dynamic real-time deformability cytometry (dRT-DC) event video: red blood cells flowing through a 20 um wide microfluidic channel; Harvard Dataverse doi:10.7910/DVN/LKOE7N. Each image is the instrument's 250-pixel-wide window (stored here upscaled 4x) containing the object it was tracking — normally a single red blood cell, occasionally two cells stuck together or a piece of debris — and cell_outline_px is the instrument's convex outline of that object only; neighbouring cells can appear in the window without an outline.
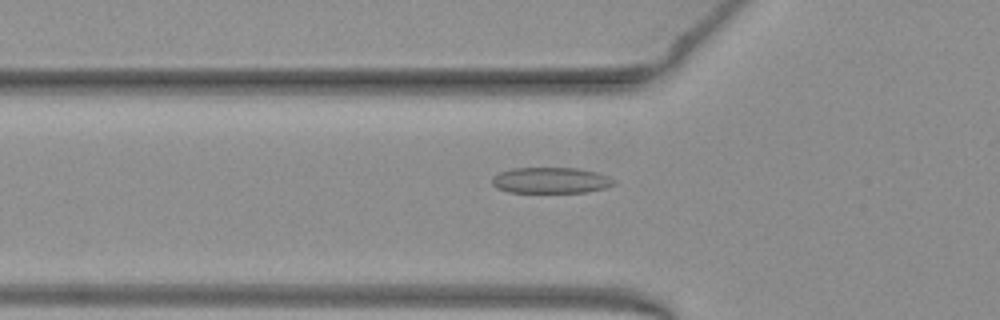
{"species": "common noctule bat (a hibernating species)", "species_latin": "Nyctalus noctula", "temperature_condition": "warm", "stored_images_in_passage": 34, "camera_frame_rate_fps": 3000, "um_per_image_px": 0.085, "animal": {"sex": "female", "body_mass_g": 19.3, "forearm_length_mm": 54.1}, "frame": {"image": 1, "passage_image": 3, "time_ms": 0.667, "image_size_px": [1000, 320], "cell_outline_px": [[616, 184], [608, 188], [584, 192], [508, 192], [496, 188], [492, 184], [492, 176], [500, 172], [512, 168], [580, 168], [600, 172], [612, 176], [616, 180]], "centroid_in_image_um": [46.89, 15.32], "position_along_channel_um": 78.9, "area_um2": 18.84}}
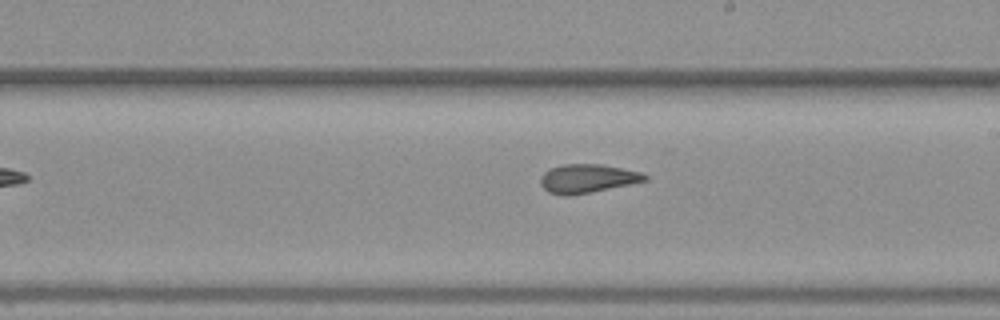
{"frame": {"image": 2, "passage_image": 15, "time_ms": 4.667, "image_size_px": [1000, 320], "cell_outline_px": [[648, 180], [568, 196], [564, 196], [548, 192], [540, 184], [540, 176], [548, 168], [564, 164], [604, 164], [640, 172], [648, 176]], "centroid_in_image_um": [49.88, 15.16], "position_along_channel_um": 239.1, "area_um2": 17.34}}
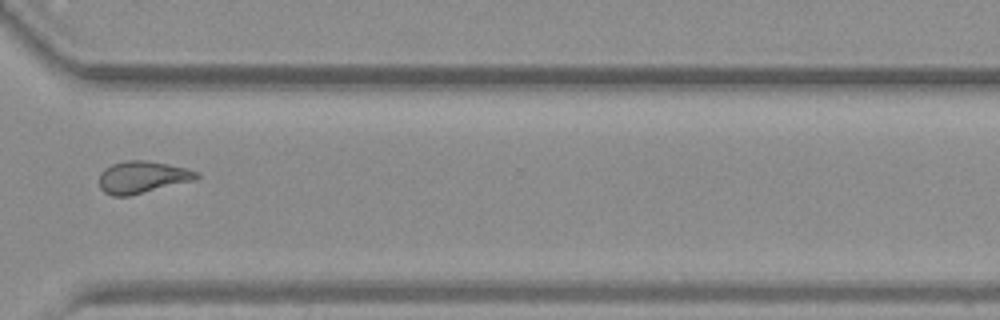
{"frame": {"image": 3, "passage_image": 24, "time_ms": 7.667, "image_size_px": [1000, 320], "cell_outline_px": [[200, 176], [196, 180], [128, 196], [112, 196], [104, 192], [100, 188], [100, 172], [104, 168], [112, 164], [124, 160], [148, 160], [168, 164], [200, 172]], "centroid_in_image_um": [12.1, 15.05], "position_along_channel_um": 358.5, "area_um2": 18.32}, "authors_computed_cell_mechanics": {"area_um2": 17.7446, "velocity_mm_per_s": 3.9816, "shape_relaxation_time_tau1_ms": 10.4651, "shape_relaxation_time_tau2_ms": 1.8817, "deformation_change_tau1": 0.2476, "deformation_change_tau2": 0.098}}